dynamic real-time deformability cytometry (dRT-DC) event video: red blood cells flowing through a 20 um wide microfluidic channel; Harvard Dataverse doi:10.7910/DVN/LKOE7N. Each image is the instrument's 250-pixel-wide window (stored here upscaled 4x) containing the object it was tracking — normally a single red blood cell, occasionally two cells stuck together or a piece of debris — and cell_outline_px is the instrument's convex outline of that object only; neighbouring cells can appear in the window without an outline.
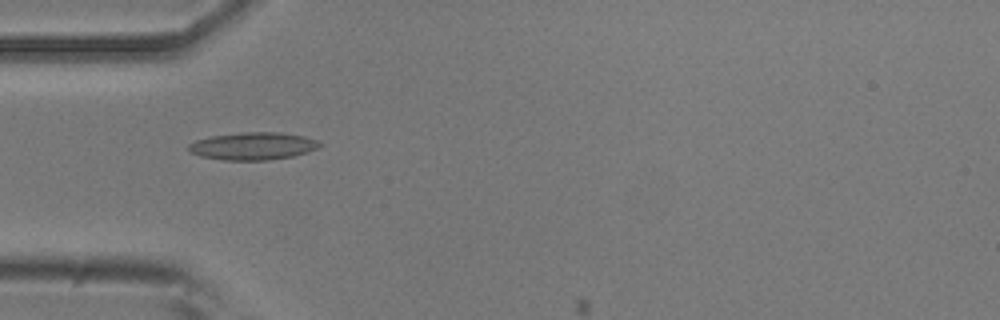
{"species": "common noctule bat (a hibernating species)", "species_latin": "Nyctalus noctula", "temperature_condition": "room temperature", "stored_images_in_passage": 19, "camera_frame_rate_fps": 3000, "um_per_image_px": 0.085, "animal": {"sex": "male", "body_mass_g": 20.5, "forearm_length_mm": 52.5}, "frame": {"image": 1, "passage_image": 16, "time_ms": 5.0, "image_size_px": [1000, 320], "cell_outline_px": [[324, 144], [308, 152], [292, 156], [268, 160], [224, 160], [200, 156], [188, 152], [188, 144], [196, 140], [212, 136], [240, 132], [280, 132], [304, 136], [316, 140]], "centroid_in_image_um": [21.49, 12.41], "position_along_channel_um": 63.5, "area_um2": 21.1}}